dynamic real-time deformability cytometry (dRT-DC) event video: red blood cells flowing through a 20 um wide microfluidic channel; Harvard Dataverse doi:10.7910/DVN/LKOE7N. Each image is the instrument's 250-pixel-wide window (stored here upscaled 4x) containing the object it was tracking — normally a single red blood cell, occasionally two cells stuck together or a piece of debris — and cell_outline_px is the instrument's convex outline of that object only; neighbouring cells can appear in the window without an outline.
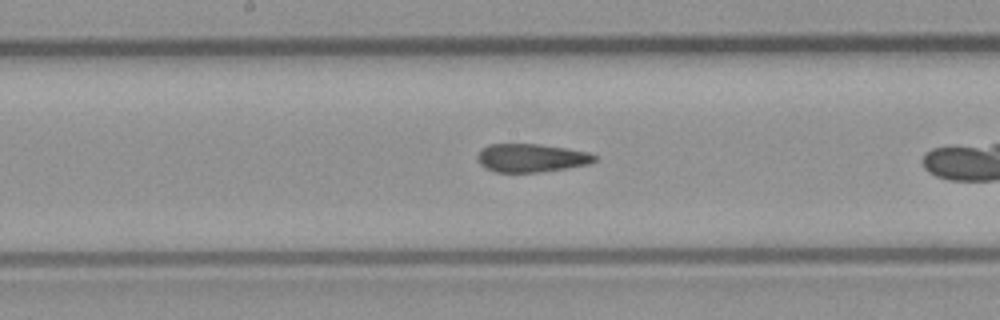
{"species": "common noctule bat (a hibernating species)", "species_latin": "Nyctalus noctula", "temperature_condition": "room temperature", "stored_images_in_passage": 29, "camera_frame_rate_fps": 3000, "um_per_image_px": 0.085, "animal": {"sex": "male", "body_mass_g": 23.1, "forearm_length_mm": 52.7}, "frame": {"image": 1, "passage_image": 25, "time_ms": 8.0, "image_size_px": [1000, 320], "cell_outline_px": [[596, 160], [588, 164], [564, 168], [536, 172], [496, 172], [484, 168], [480, 164], [476, 156], [488, 144], [536, 144], [564, 148], [588, 152], [596, 156]], "centroid_in_image_um": [45.12, 13.42], "position_along_channel_um": 203.1, "area_um2": 19.02}}